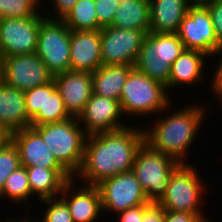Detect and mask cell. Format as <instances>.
<instances>
[{
  "label": "cell",
  "instance_id": "34",
  "mask_svg": "<svg viewBox=\"0 0 222 222\" xmlns=\"http://www.w3.org/2000/svg\"><path fill=\"white\" fill-rule=\"evenodd\" d=\"M210 12L217 41L222 45V0L206 6Z\"/></svg>",
  "mask_w": 222,
  "mask_h": 222
},
{
  "label": "cell",
  "instance_id": "24",
  "mask_svg": "<svg viewBox=\"0 0 222 222\" xmlns=\"http://www.w3.org/2000/svg\"><path fill=\"white\" fill-rule=\"evenodd\" d=\"M133 68L128 64L101 66L92 73L93 94L120 100L124 83Z\"/></svg>",
  "mask_w": 222,
  "mask_h": 222
},
{
  "label": "cell",
  "instance_id": "8",
  "mask_svg": "<svg viewBox=\"0 0 222 222\" xmlns=\"http://www.w3.org/2000/svg\"><path fill=\"white\" fill-rule=\"evenodd\" d=\"M71 30L62 20L45 19L40 24L36 54L54 76L70 70Z\"/></svg>",
  "mask_w": 222,
  "mask_h": 222
},
{
  "label": "cell",
  "instance_id": "2",
  "mask_svg": "<svg viewBox=\"0 0 222 222\" xmlns=\"http://www.w3.org/2000/svg\"><path fill=\"white\" fill-rule=\"evenodd\" d=\"M187 105L181 109L179 107L178 111L169 112L166 117L158 116L159 120L152 121L154 124L150 127L144 126L145 143L179 164H189L185 153L189 152L188 148L192 147L200 133L198 130L203 126L202 122L207 118L206 106L195 103Z\"/></svg>",
  "mask_w": 222,
  "mask_h": 222
},
{
  "label": "cell",
  "instance_id": "9",
  "mask_svg": "<svg viewBox=\"0 0 222 222\" xmlns=\"http://www.w3.org/2000/svg\"><path fill=\"white\" fill-rule=\"evenodd\" d=\"M96 186L101 195L102 209L107 214L117 215L128 208L151 203L131 170L104 179Z\"/></svg>",
  "mask_w": 222,
  "mask_h": 222
},
{
  "label": "cell",
  "instance_id": "40",
  "mask_svg": "<svg viewBox=\"0 0 222 222\" xmlns=\"http://www.w3.org/2000/svg\"><path fill=\"white\" fill-rule=\"evenodd\" d=\"M6 222H39V220L37 219V220H32V218L30 219V217H26V218H24V219H21L20 217L18 218L17 217V219L15 220L13 217L11 218H8L7 220H6Z\"/></svg>",
  "mask_w": 222,
  "mask_h": 222
},
{
  "label": "cell",
  "instance_id": "26",
  "mask_svg": "<svg viewBox=\"0 0 222 222\" xmlns=\"http://www.w3.org/2000/svg\"><path fill=\"white\" fill-rule=\"evenodd\" d=\"M62 21L70 30H99L94 0H79Z\"/></svg>",
  "mask_w": 222,
  "mask_h": 222
},
{
  "label": "cell",
  "instance_id": "25",
  "mask_svg": "<svg viewBox=\"0 0 222 222\" xmlns=\"http://www.w3.org/2000/svg\"><path fill=\"white\" fill-rule=\"evenodd\" d=\"M119 4L111 26L121 29L149 31V0H119Z\"/></svg>",
  "mask_w": 222,
  "mask_h": 222
},
{
  "label": "cell",
  "instance_id": "16",
  "mask_svg": "<svg viewBox=\"0 0 222 222\" xmlns=\"http://www.w3.org/2000/svg\"><path fill=\"white\" fill-rule=\"evenodd\" d=\"M53 80L68 114L78 118L93 94L92 73L69 70L54 75Z\"/></svg>",
  "mask_w": 222,
  "mask_h": 222
},
{
  "label": "cell",
  "instance_id": "30",
  "mask_svg": "<svg viewBox=\"0 0 222 222\" xmlns=\"http://www.w3.org/2000/svg\"><path fill=\"white\" fill-rule=\"evenodd\" d=\"M39 202L46 206L43 219L39 222H74L66 203L60 197Z\"/></svg>",
  "mask_w": 222,
  "mask_h": 222
},
{
  "label": "cell",
  "instance_id": "7",
  "mask_svg": "<svg viewBox=\"0 0 222 222\" xmlns=\"http://www.w3.org/2000/svg\"><path fill=\"white\" fill-rule=\"evenodd\" d=\"M178 165L173 158L144 143L136 154L131 171L149 202L157 203L164 196L170 176Z\"/></svg>",
  "mask_w": 222,
  "mask_h": 222
},
{
  "label": "cell",
  "instance_id": "38",
  "mask_svg": "<svg viewBox=\"0 0 222 222\" xmlns=\"http://www.w3.org/2000/svg\"><path fill=\"white\" fill-rule=\"evenodd\" d=\"M11 141V133L0 127V150Z\"/></svg>",
  "mask_w": 222,
  "mask_h": 222
},
{
  "label": "cell",
  "instance_id": "19",
  "mask_svg": "<svg viewBox=\"0 0 222 222\" xmlns=\"http://www.w3.org/2000/svg\"><path fill=\"white\" fill-rule=\"evenodd\" d=\"M101 66L100 30H71L70 70L93 73Z\"/></svg>",
  "mask_w": 222,
  "mask_h": 222
},
{
  "label": "cell",
  "instance_id": "11",
  "mask_svg": "<svg viewBox=\"0 0 222 222\" xmlns=\"http://www.w3.org/2000/svg\"><path fill=\"white\" fill-rule=\"evenodd\" d=\"M150 31L121 29L113 26L100 30L102 66H134L146 35Z\"/></svg>",
  "mask_w": 222,
  "mask_h": 222
},
{
  "label": "cell",
  "instance_id": "23",
  "mask_svg": "<svg viewBox=\"0 0 222 222\" xmlns=\"http://www.w3.org/2000/svg\"><path fill=\"white\" fill-rule=\"evenodd\" d=\"M29 185L38 201L59 197L64 185L74 177L66 169L26 167Z\"/></svg>",
  "mask_w": 222,
  "mask_h": 222
},
{
  "label": "cell",
  "instance_id": "20",
  "mask_svg": "<svg viewBox=\"0 0 222 222\" xmlns=\"http://www.w3.org/2000/svg\"><path fill=\"white\" fill-rule=\"evenodd\" d=\"M205 52L199 50L185 49L181 55L171 64L168 80V92L183 85L200 84L206 80L205 67L206 60L209 58ZM205 60V61H204ZM205 78V79H204ZM204 79V80H203ZM171 90V91H170Z\"/></svg>",
  "mask_w": 222,
  "mask_h": 222
},
{
  "label": "cell",
  "instance_id": "32",
  "mask_svg": "<svg viewBox=\"0 0 222 222\" xmlns=\"http://www.w3.org/2000/svg\"><path fill=\"white\" fill-rule=\"evenodd\" d=\"M204 212H182L164 210V222H209Z\"/></svg>",
  "mask_w": 222,
  "mask_h": 222
},
{
  "label": "cell",
  "instance_id": "6",
  "mask_svg": "<svg viewBox=\"0 0 222 222\" xmlns=\"http://www.w3.org/2000/svg\"><path fill=\"white\" fill-rule=\"evenodd\" d=\"M197 169L190 163L179 164L172 172L166 192L157 204L168 211L204 212L201 204L208 188Z\"/></svg>",
  "mask_w": 222,
  "mask_h": 222
},
{
  "label": "cell",
  "instance_id": "29",
  "mask_svg": "<svg viewBox=\"0 0 222 222\" xmlns=\"http://www.w3.org/2000/svg\"><path fill=\"white\" fill-rule=\"evenodd\" d=\"M19 167H21L19 152L11 140L0 150V193L5 186L8 176Z\"/></svg>",
  "mask_w": 222,
  "mask_h": 222
},
{
  "label": "cell",
  "instance_id": "31",
  "mask_svg": "<svg viewBox=\"0 0 222 222\" xmlns=\"http://www.w3.org/2000/svg\"><path fill=\"white\" fill-rule=\"evenodd\" d=\"M95 11L99 22V30L111 26L114 15L119 7V0H94Z\"/></svg>",
  "mask_w": 222,
  "mask_h": 222
},
{
  "label": "cell",
  "instance_id": "13",
  "mask_svg": "<svg viewBox=\"0 0 222 222\" xmlns=\"http://www.w3.org/2000/svg\"><path fill=\"white\" fill-rule=\"evenodd\" d=\"M185 49L199 50L211 56L222 46L216 38L207 7L190 6L176 32Z\"/></svg>",
  "mask_w": 222,
  "mask_h": 222
},
{
  "label": "cell",
  "instance_id": "18",
  "mask_svg": "<svg viewBox=\"0 0 222 222\" xmlns=\"http://www.w3.org/2000/svg\"><path fill=\"white\" fill-rule=\"evenodd\" d=\"M11 140L18 149L21 166L65 169L33 127L23 128L12 133Z\"/></svg>",
  "mask_w": 222,
  "mask_h": 222
},
{
  "label": "cell",
  "instance_id": "22",
  "mask_svg": "<svg viewBox=\"0 0 222 222\" xmlns=\"http://www.w3.org/2000/svg\"><path fill=\"white\" fill-rule=\"evenodd\" d=\"M150 27L154 33H176L190 7L188 0H149Z\"/></svg>",
  "mask_w": 222,
  "mask_h": 222
},
{
  "label": "cell",
  "instance_id": "4",
  "mask_svg": "<svg viewBox=\"0 0 222 222\" xmlns=\"http://www.w3.org/2000/svg\"><path fill=\"white\" fill-rule=\"evenodd\" d=\"M33 128L41 135L56 160L75 177L82 165L87 138L78 119L71 117L62 122Z\"/></svg>",
  "mask_w": 222,
  "mask_h": 222
},
{
  "label": "cell",
  "instance_id": "10",
  "mask_svg": "<svg viewBox=\"0 0 222 222\" xmlns=\"http://www.w3.org/2000/svg\"><path fill=\"white\" fill-rule=\"evenodd\" d=\"M46 19L33 17L3 18L0 21V53L3 57L36 53L40 24Z\"/></svg>",
  "mask_w": 222,
  "mask_h": 222
},
{
  "label": "cell",
  "instance_id": "17",
  "mask_svg": "<svg viewBox=\"0 0 222 222\" xmlns=\"http://www.w3.org/2000/svg\"><path fill=\"white\" fill-rule=\"evenodd\" d=\"M74 184V178L68 181L59 197L66 203L74 222H95L100 212L103 213L98 187L84 184L78 188Z\"/></svg>",
  "mask_w": 222,
  "mask_h": 222
},
{
  "label": "cell",
  "instance_id": "37",
  "mask_svg": "<svg viewBox=\"0 0 222 222\" xmlns=\"http://www.w3.org/2000/svg\"><path fill=\"white\" fill-rule=\"evenodd\" d=\"M117 215L119 219L116 222H142L143 205L128 208Z\"/></svg>",
  "mask_w": 222,
  "mask_h": 222
},
{
  "label": "cell",
  "instance_id": "21",
  "mask_svg": "<svg viewBox=\"0 0 222 222\" xmlns=\"http://www.w3.org/2000/svg\"><path fill=\"white\" fill-rule=\"evenodd\" d=\"M0 127L11 134L30 127L24 91L6 85L0 80Z\"/></svg>",
  "mask_w": 222,
  "mask_h": 222
},
{
  "label": "cell",
  "instance_id": "12",
  "mask_svg": "<svg viewBox=\"0 0 222 222\" xmlns=\"http://www.w3.org/2000/svg\"><path fill=\"white\" fill-rule=\"evenodd\" d=\"M53 79L45 63L36 53L3 57L0 80L6 85L26 91Z\"/></svg>",
  "mask_w": 222,
  "mask_h": 222
},
{
  "label": "cell",
  "instance_id": "3",
  "mask_svg": "<svg viewBox=\"0 0 222 222\" xmlns=\"http://www.w3.org/2000/svg\"><path fill=\"white\" fill-rule=\"evenodd\" d=\"M166 87L146 76L137 68H133L122 89L120 106L123 115L132 117L162 115L171 108V98ZM171 104V105H170ZM153 113V114H152Z\"/></svg>",
  "mask_w": 222,
  "mask_h": 222
},
{
  "label": "cell",
  "instance_id": "41",
  "mask_svg": "<svg viewBox=\"0 0 222 222\" xmlns=\"http://www.w3.org/2000/svg\"><path fill=\"white\" fill-rule=\"evenodd\" d=\"M2 55H1V53H0V75H1V67H2Z\"/></svg>",
  "mask_w": 222,
  "mask_h": 222
},
{
  "label": "cell",
  "instance_id": "36",
  "mask_svg": "<svg viewBox=\"0 0 222 222\" xmlns=\"http://www.w3.org/2000/svg\"><path fill=\"white\" fill-rule=\"evenodd\" d=\"M142 222H164V209L157 203L144 204Z\"/></svg>",
  "mask_w": 222,
  "mask_h": 222
},
{
  "label": "cell",
  "instance_id": "15",
  "mask_svg": "<svg viewBox=\"0 0 222 222\" xmlns=\"http://www.w3.org/2000/svg\"><path fill=\"white\" fill-rule=\"evenodd\" d=\"M124 117V118H122ZM125 119L120 101L92 94L86 103L78 122L87 135L111 132L128 127L120 119Z\"/></svg>",
  "mask_w": 222,
  "mask_h": 222
},
{
  "label": "cell",
  "instance_id": "14",
  "mask_svg": "<svg viewBox=\"0 0 222 222\" xmlns=\"http://www.w3.org/2000/svg\"><path fill=\"white\" fill-rule=\"evenodd\" d=\"M24 97L30 127L71 118L53 79L47 84L24 91Z\"/></svg>",
  "mask_w": 222,
  "mask_h": 222
},
{
  "label": "cell",
  "instance_id": "1",
  "mask_svg": "<svg viewBox=\"0 0 222 222\" xmlns=\"http://www.w3.org/2000/svg\"><path fill=\"white\" fill-rule=\"evenodd\" d=\"M144 143V129L136 125L87 135L82 165L74 179L96 186L104 179L130 171Z\"/></svg>",
  "mask_w": 222,
  "mask_h": 222
},
{
  "label": "cell",
  "instance_id": "28",
  "mask_svg": "<svg viewBox=\"0 0 222 222\" xmlns=\"http://www.w3.org/2000/svg\"><path fill=\"white\" fill-rule=\"evenodd\" d=\"M41 2L42 0H0V18L36 16L41 12Z\"/></svg>",
  "mask_w": 222,
  "mask_h": 222
},
{
  "label": "cell",
  "instance_id": "39",
  "mask_svg": "<svg viewBox=\"0 0 222 222\" xmlns=\"http://www.w3.org/2000/svg\"><path fill=\"white\" fill-rule=\"evenodd\" d=\"M216 0H188L190 6H203L206 7Z\"/></svg>",
  "mask_w": 222,
  "mask_h": 222
},
{
  "label": "cell",
  "instance_id": "35",
  "mask_svg": "<svg viewBox=\"0 0 222 222\" xmlns=\"http://www.w3.org/2000/svg\"><path fill=\"white\" fill-rule=\"evenodd\" d=\"M78 1L79 0H51V2H53V4H51V7L53 8L55 13H52L54 14L53 16H48L46 14L45 17L51 20H62L67 15V13L73 9L74 5Z\"/></svg>",
  "mask_w": 222,
  "mask_h": 222
},
{
  "label": "cell",
  "instance_id": "27",
  "mask_svg": "<svg viewBox=\"0 0 222 222\" xmlns=\"http://www.w3.org/2000/svg\"><path fill=\"white\" fill-rule=\"evenodd\" d=\"M32 196L28 174L24 166L19 167L8 176L0 193V199L8 197L7 201L10 200L17 204L23 203L25 205Z\"/></svg>",
  "mask_w": 222,
  "mask_h": 222
},
{
  "label": "cell",
  "instance_id": "5",
  "mask_svg": "<svg viewBox=\"0 0 222 222\" xmlns=\"http://www.w3.org/2000/svg\"><path fill=\"white\" fill-rule=\"evenodd\" d=\"M184 50V44L176 33L149 32L143 41L134 67L151 79L162 83L168 92L171 64Z\"/></svg>",
  "mask_w": 222,
  "mask_h": 222
},
{
  "label": "cell",
  "instance_id": "33",
  "mask_svg": "<svg viewBox=\"0 0 222 222\" xmlns=\"http://www.w3.org/2000/svg\"><path fill=\"white\" fill-rule=\"evenodd\" d=\"M213 56H215V58L219 57V59L218 62L213 65L215 69L213 68V79L210 81V85L211 90H213V94H215V96L220 98V101H222V46L211 57Z\"/></svg>",
  "mask_w": 222,
  "mask_h": 222
}]
</instances>
